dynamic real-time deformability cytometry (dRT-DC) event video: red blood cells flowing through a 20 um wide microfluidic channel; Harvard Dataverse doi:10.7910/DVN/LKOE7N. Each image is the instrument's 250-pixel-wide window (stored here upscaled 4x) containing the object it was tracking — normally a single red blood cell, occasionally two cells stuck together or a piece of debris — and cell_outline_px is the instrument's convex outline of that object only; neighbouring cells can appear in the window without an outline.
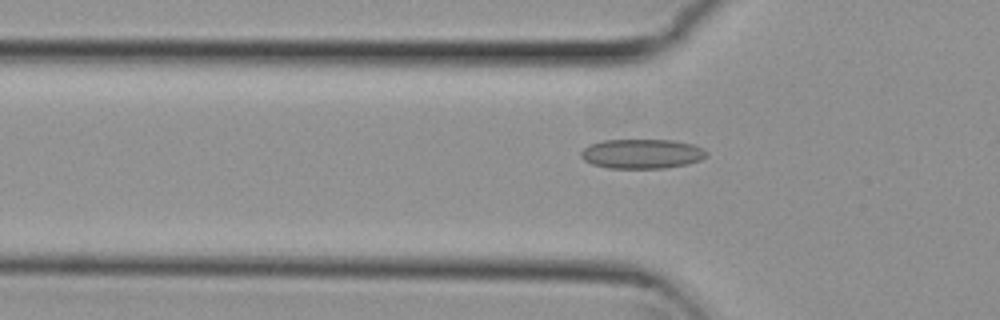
{"species": "common noctule bat (a hibernating species)", "species_latin": "Nyctalus noctula", "temperature_condition": "cold", "stored_images_in_passage": 48, "camera_frame_rate_fps": 3000, "um_per_image_px": 0.085, "animal": {"sex": "female", "body_mass_g": 29.2, "forearm_length_mm": 56.3}, "frame": {"image": 1, "passage_image": 18, "time_ms": 5.667, "image_size_px": [1000, 320], "cell_outline_px": [[708, 156], [700, 160], [688, 164], [664, 168], [608, 168], [592, 164], [584, 160], [580, 156], [580, 152], [588, 144], [604, 140], [672, 140], [692, 144], [704, 148], [708, 152]], "centroid_in_image_um": [54.57, 13.07], "position_along_channel_um": 71.2, "area_um2": 21.79}}
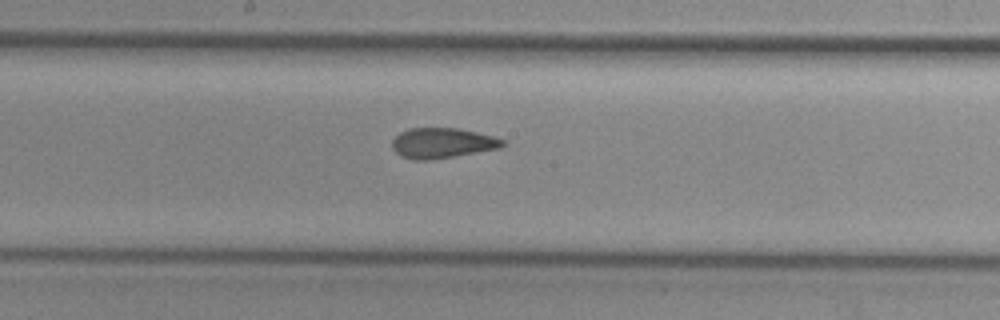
{"frame": {"image": 2, "passage_image": 29, "time_ms": 9.333, "image_size_px": [1000, 320], "cell_outline_px": [[504, 144], [500, 148], [432, 160], [416, 160], [404, 156], [396, 152], [392, 148], [392, 140], [400, 132], [408, 128], [460, 128], [492, 136], [504, 140]], "centroid_in_image_um": [37.58, 12.15], "position_along_channel_um": 210.6, "area_um2": 19.36}}
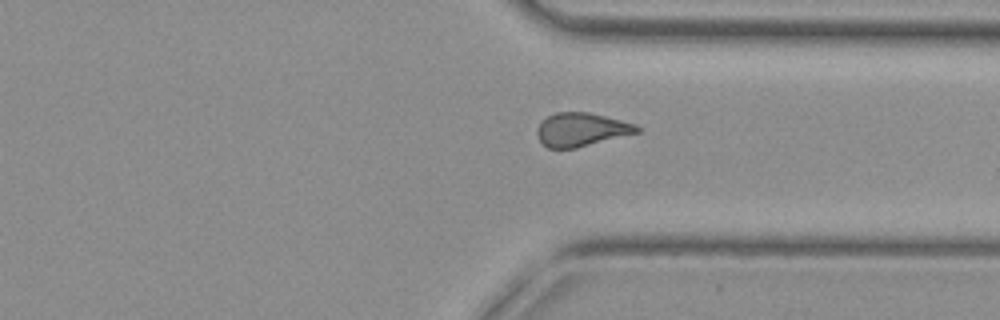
{"frame": {"image": 3, "passage_image": 41, "time_ms": 13.333, "image_size_px": [1000, 320], "cell_outline_px": [[640, 132], [576, 148], [548, 148], [540, 140], [536, 132], [536, 128], [548, 116], [556, 112], [588, 112], [636, 124], [640, 128]], "centroid_in_image_um": [49.42, 11.01], "position_along_channel_um": 362.0, "area_um2": 19.31}}